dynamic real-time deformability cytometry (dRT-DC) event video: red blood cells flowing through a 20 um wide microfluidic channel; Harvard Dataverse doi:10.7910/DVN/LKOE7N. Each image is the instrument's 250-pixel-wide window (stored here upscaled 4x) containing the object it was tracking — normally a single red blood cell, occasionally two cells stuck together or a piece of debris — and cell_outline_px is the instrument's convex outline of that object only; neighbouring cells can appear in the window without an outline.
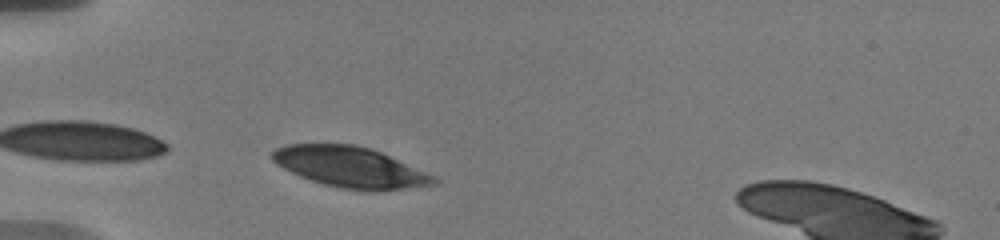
{"species": "human", "species_latin": "Homo sapiens", "temperature_condition": "warm", "stored_images_in_passage": 5, "camera_frame_rate_fps": 3000, "um_per_image_px": 0.085, "donor": {"sex": "male"}, "frame": {"image": 1, "passage_image": 3, "time_ms": 0.667, "image_size_px": [1000, 240], "cell_outline_px": [[436, 184], [376, 192], [368, 192], [340, 188], [324, 184], [300, 176], [276, 164], [268, 156], [268, 152], [276, 148], [288, 144], [356, 144], [380, 152], [424, 172], [432, 176], [436, 180]], "centroid_in_image_um": [29.68, 14.21], "position_along_channel_um": 55.3, "area_um2": 38.03}}